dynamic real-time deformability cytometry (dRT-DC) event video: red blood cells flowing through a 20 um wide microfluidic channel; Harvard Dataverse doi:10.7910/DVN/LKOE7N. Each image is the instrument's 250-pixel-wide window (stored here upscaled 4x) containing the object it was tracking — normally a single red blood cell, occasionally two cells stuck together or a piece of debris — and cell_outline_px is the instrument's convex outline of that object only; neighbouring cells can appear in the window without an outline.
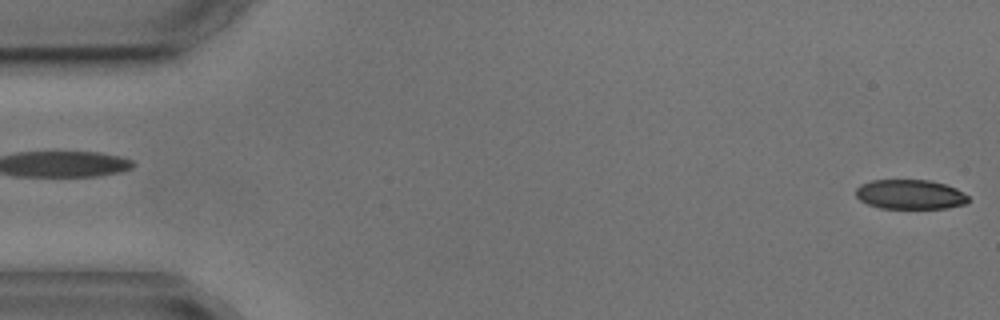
{"species": "common noctule bat (a hibernating species)", "species_latin": "Nyctalus noctula", "temperature_condition": "cold", "stored_images_in_passage": 4, "segment_of_instrument_passage": [2, 2], "camera_frame_rate_fps": 3000, "um_per_image_px": 0.085, "animal": {"sex": "male", "body_mass_g": 17.9, "forearm_length_mm": 54.2}, "frame": {"image": 1, "passage_image": 4, "time_ms": 3.667, "image_size_px": [1000, 320], "cell_outline_px": [[968, 204], [948, 208], [880, 208], [868, 204], [860, 200], [856, 196], [856, 188], [860, 184], [872, 180], [928, 180], [944, 184], [956, 188], [968, 196]], "centroid_in_image_um": [77.36, 16.53], "position_along_channel_um": 7.6, "area_um2": 19.42}}